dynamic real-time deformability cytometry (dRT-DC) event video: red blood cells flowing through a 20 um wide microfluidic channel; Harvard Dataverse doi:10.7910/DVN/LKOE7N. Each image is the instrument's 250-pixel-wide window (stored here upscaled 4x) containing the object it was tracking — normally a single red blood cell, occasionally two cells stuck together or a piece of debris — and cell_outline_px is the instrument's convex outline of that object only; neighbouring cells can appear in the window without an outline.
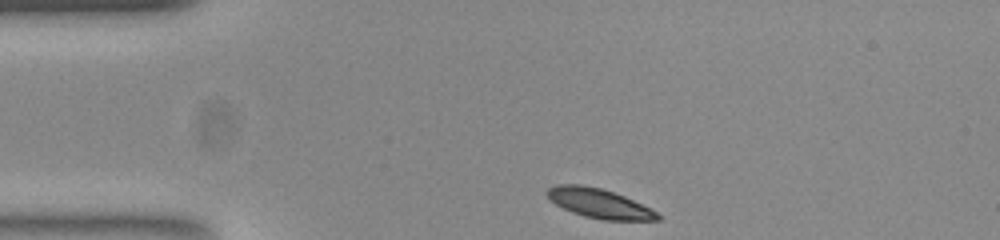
{"species": "common noctule bat (a hibernating species)", "species_latin": "Nyctalus noctula", "temperature_condition": "room temperature", "stored_images_in_passage": 34, "camera_frame_rate_fps": 3000, "um_per_image_px": 0.085, "animal": {"sex": "female", "body_mass_g": 23.0, "forearm_length_mm": 53.4}, "frame": {"image": 1, "passage_image": 1, "time_ms": 0.0, "image_size_px": [1000, 240], "cell_outline_px": [[660, 220], [604, 220], [584, 216], [572, 212], [556, 204], [548, 196], [548, 188], [556, 184], [580, 184], [600, 188], [624, 196], [652, 208], [660, 216]], "centroid_in_image_um": [50.96, 17.29], "position_along_channel_um": 34.0, "area_um2": 18.73}}
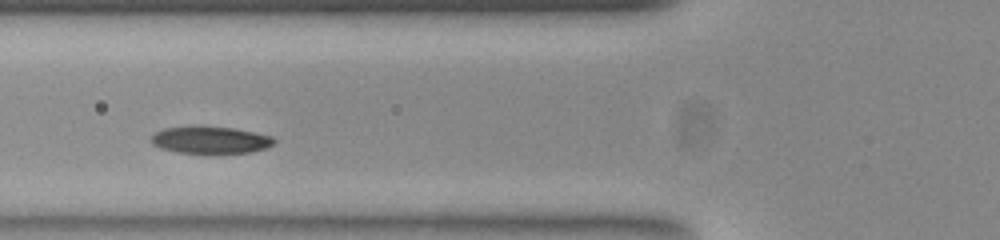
{"frame": {"image": 2, "passage_image": 10, "time_ms": 3.0, "image_size_px": [1000, 240], "cell_outline_px": [[276, 140], [272, 144], [264, 148], [252, 152], [212, 156], [180, 152], [160, 148], [152, 144], [152, 136], [156, 132], [164, 128], [232, 128], [272, 136]], "centroid_in_image_um": [17.92, 11.97], "position_along_channel_um": 107.9, "area_um2": 19.36}}
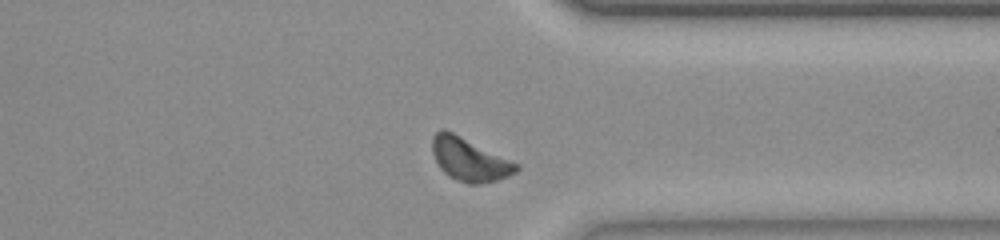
{"frame": {"image": 3, "passage_image": 31, "time_ms": 10.0, "image_size_px": [1000, 240], "cell_outline_px": [[520, 168], [516, 172], [508, 176], [496, 180], [480, 184], [468, 184], [456, 180], [448, 176], [440, 168], [432, 152], [432, 136], [440, 128], [444, 128], [520, 164]], "centroid_in_image_um": [39.9, 13.55], "position_along_channel_um": 371.5, "area_um2": 21.15}, "authors_computed_cell_mechanics": {"area_um2": 19.9121, "velocity_mm_per_s": 3.8159, "shape_relaxation_time_tau1_ms": 1.158, "shape_relaxation_time_tau2_ms": 7.8783, "deformation_change_tau1": 0.0879, "deformation_change_tau2": 0.1587}}